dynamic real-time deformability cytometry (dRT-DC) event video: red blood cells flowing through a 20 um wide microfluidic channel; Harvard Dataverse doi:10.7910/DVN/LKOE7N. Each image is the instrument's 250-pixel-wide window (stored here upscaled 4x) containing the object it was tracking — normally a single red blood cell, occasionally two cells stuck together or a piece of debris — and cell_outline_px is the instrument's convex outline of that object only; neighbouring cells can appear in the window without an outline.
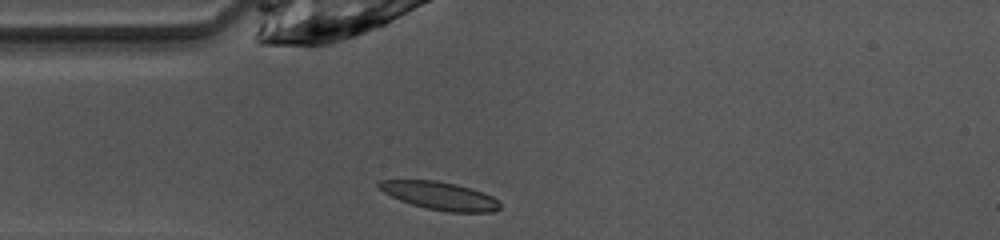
{"species": "common noctule bat (a hibernating species)", "species_latin": "Nyctalus noctula", "temperature_condition": "warm", "stored_images_in_passage": 37, "camera_frame_rate_fps": 3000, "um_per_image_px": 0.085, "animal": {"sex": "female", "body_mass_g": 10.0, "forearm_length_mm": 53.1}, "frame": {"image": 1, "passage_image": 1, "time_ms": 0.0, "image_size_px": [1000, 240], "cell_outline_px": [[500, 208], [492, 212], [448, 212], [428, 208], [412, 204], [400, 200], [384, 192], [376, 184], [380, 180], [436, 180], [456, 184], [484, 192], [492, 196], [500, 204]], "centroid_in_image_um": [37.4, 16.63], "position_along_channel_um": 47.6, "area_um2": 19.54}}
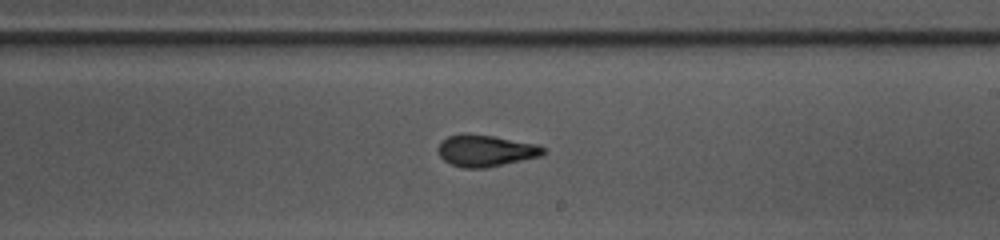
{"frame": {"image": 2, "passage_image": 16, "time_ms": 5.0, "image_size_px": [1000, 240], "cell_outline_px": [[548, 152], [540, 156], [484, 168], [464, 168], [452, 164], [444, 160], [440, 156], [436, 148], [440, 140], [448, 136], [492, 136], [536, 144], [544, 148]], "centroid_in_image_um": [41.27, 12.83], "position_along_channel_um": 247.7, "area_um2": 18.79}}
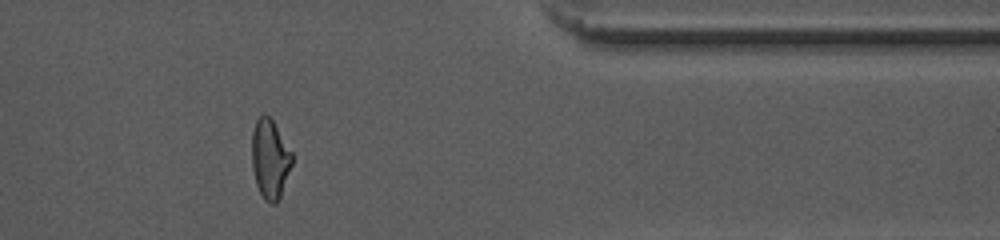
{"frame": {"image": 3, "passage_image": 28, "time_ms": 9.0, "image_size_px": [1000, 240], "cell_outline_px": [[292, 164], [280, 200], [276, 204], [272, 204], [264, 200], [256, 184], [252, 168], [252, 132], [256, 120], [264, 112], [272, 120], [292, 152]], "centroid_in_image_um": [22.95, 13.54], "position_along_channel_um": 388.4, "area_um2": 18.67}, "authors_computed_cell_mechanics": {"area_um2": 19.0162, "velocity_mm_per_s": 4.1022, "shape_relaxation_time_tau1_ms": 5.2382, "shape_relaxation_time_tau2_ms": 1.7331, "deformation_change_tau1": 0.2162, "deformation_change_tau2": 0.0748}}